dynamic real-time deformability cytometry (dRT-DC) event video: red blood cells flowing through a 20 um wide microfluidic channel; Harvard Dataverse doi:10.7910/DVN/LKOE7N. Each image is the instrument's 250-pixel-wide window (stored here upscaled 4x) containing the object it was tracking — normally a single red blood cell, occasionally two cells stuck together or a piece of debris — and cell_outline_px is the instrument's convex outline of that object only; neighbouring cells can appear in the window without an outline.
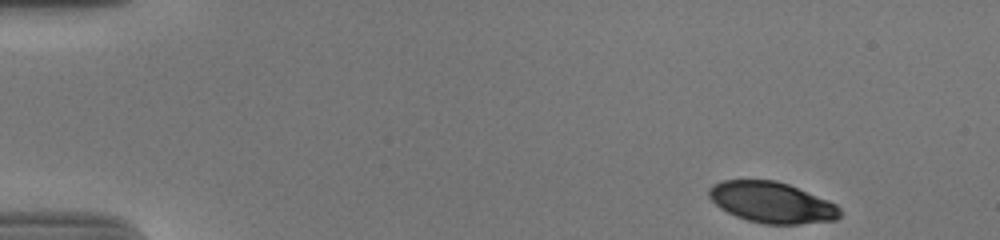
{"species": "human", "species_latin": "Homo sapiens", "temperature_condition": "cold", "stored_images_in_passage": 51, "camera_frame_rate_fps": 3000, "um_per_image_px": 0.085, "donor": {"sex": "male"}, "frame": {"image": 1, "passage_image": 1, "time_ms": 0.0, "image_size_px": [1000, 240], "cell_outline_px": [[840, 216], [836, 220], [800, 224], [764, 224], [748, 220], [736, 216], [720, 208], [708, 196], [708, 188], [712, 184], [724, 180], [776, 180], [788, 184], [828, 200], [836, 204], [840, 208]], "centroid_in_image_um": [65.6, 17.2], "position_along_channel_um": 19.4, "area_um2": 31.21}}
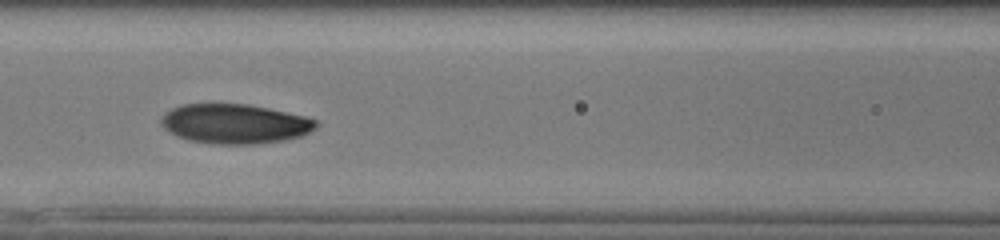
{"frame": {"image": 2, "passage_image": 21, "time_ms": 6.667, "image_size_px": [1000, 240], "cell_outline_px": [[320, 124], [316, 128], [300, 136], [280, 140], [252, 144], [212, 144], [188, 140], [176, 136], [164, 128], [160, 124], [160, 116], [172, 108], [184, 104], [248, 104], [268, 108], [304, 116], [316, 120]], "centroid_in_image_um": [19.91, 10.52], "position_along_channel_um": 146.7, "area_um2": 35.66}}
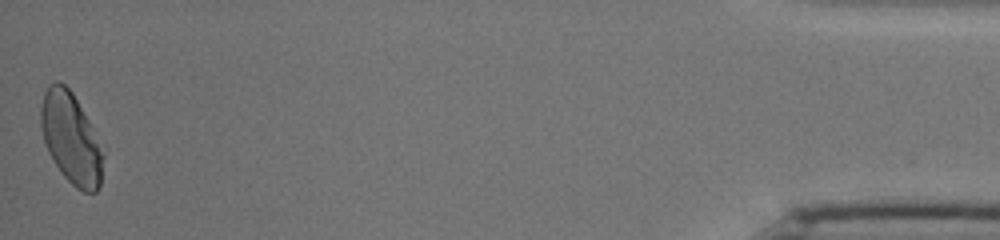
{"frame": {"image": 3, "passage_image": 51, "time_ms": 16.667, "image_size_px": [1000, 240], "cell_outline_px": [[104, 156], [100, 184], [96, 192], [84, 192], [76, 188], [60, 172], [52, 160], [48, 152], [44, 140], [40, 124], [40, 108], [44, 92], [48, 84], [56, 80], [64, 84], [72, 92], [88, 120], [92, 128]], "centroid_in_image_um": [6.0, 11.75], "position_along_channel_um": 429.2, "area_um2": 32.77}, "authors_computed_cell_mechanics": {"area_um2": 34.3332, "velocity_mm_per_s": 3.6839, "shape_relaxation_time_tau1_ms": 4.1283, "shape_relaxation_time_tau2_ms": 1.4591, "deformation_change_tau1": 0.1521, "deformation_change_tau2": 0.0586}}